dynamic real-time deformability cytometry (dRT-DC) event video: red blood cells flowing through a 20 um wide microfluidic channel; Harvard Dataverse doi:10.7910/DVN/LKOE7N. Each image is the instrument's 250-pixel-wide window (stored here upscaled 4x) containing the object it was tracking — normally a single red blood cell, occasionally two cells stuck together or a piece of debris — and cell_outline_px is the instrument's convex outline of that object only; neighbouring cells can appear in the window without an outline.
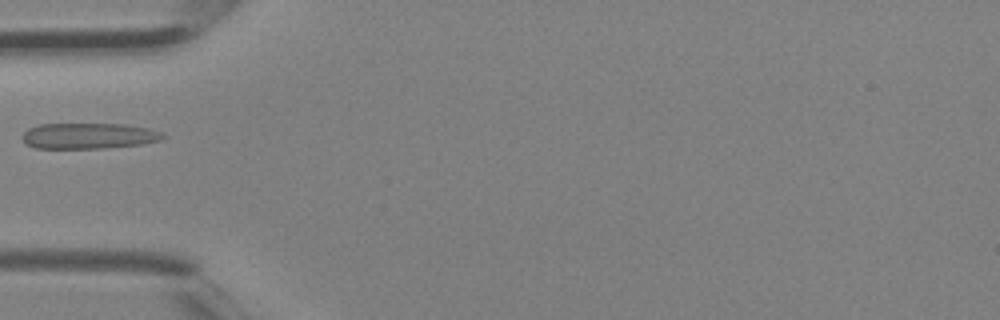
{"species": "Egyptian fruit bat (a non-hibernating species)", "species_latin": "Rousettus aegyptiacus", "temperature_condition": "room temperature", "stored_images_in_passage": 4, "camera_frame_rate_fps": 3000, "um_per_image_px": 0.085, "animal": {"sex": "female"}, "frame": {"image": 1, "passage_image": 4, "time_ms": 1.0, "image_size_px": [1000, 320], "cell_outline_px": [[164, 136], [160, 140], [140, 144], [104, 148], [36, 148], [28, 144], [20, 136], [28, 128], [40, 124], [128, 124], [152, 128], [164, 132]], "centroid_in_image_um": [7.57, 11.53], "position_along_channel_um": 77.4, "area_um2": 21.21}}